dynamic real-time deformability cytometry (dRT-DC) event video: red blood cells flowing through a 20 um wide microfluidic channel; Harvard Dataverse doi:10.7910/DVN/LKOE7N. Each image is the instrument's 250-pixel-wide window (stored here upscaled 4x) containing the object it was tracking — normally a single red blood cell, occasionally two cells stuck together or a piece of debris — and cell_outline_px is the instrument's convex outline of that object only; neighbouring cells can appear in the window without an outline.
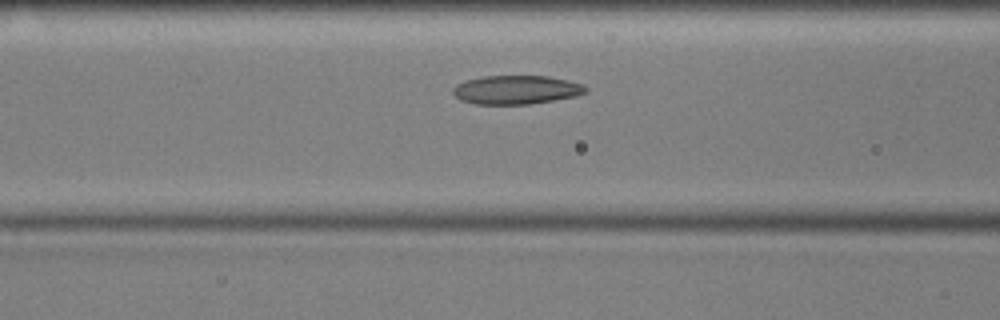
{"species": "common noctule bat (a hibernating species)", "species_latin": "Nyctalus noctula", "temperature_condition": "cold", "stored_images_in_passage": 47, "camera_frame_rate_fps": 3000, "um_per_image_px": 0.085, "animal": {"sex": "male", "body_mass_g": 17.9, "forearm_length_mm": 54.2}, "frame": {"image": 1, "passage_image": 13, "time_ms": 4.0, "image_size_px": [1000, 320], "cell_outline_px": [[588, 92], [576, 96], [532, 104], [476, 104], [460, 100], [452, 92], [452, 88], [456, 84], [464, 80], [484, 76], [548, 76], [568, 80], [584, 84], [588, 88]], "centroid_in_image_um": [43.9, 7.63], "position_along_channel_um": 122.7, "area_um2": 22.48}}
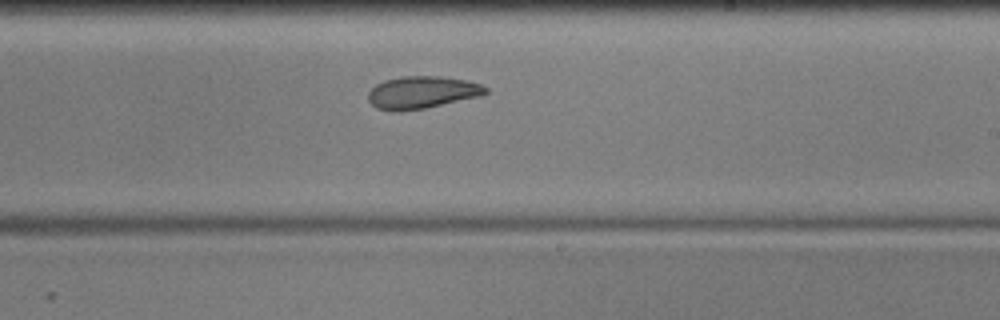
{"frame": {"image": 2, "passage_image": 24, "time_ms": 7.667, "image_size_px": [1000, 320], "cell_outline_px": [[488, 92], [480, 96], [424, 108], [400, 112], [392, 112], [376, 108], [368, 100], [368, 92], [376, 84], [384, 80], [400, 76], [444, 76], [468, 80], [480, 84], [488, 88]], "centroid_in_image_um": [35.85, 7.85], "position_along_channel_um": 253.2, "area_um2": 22.37}}
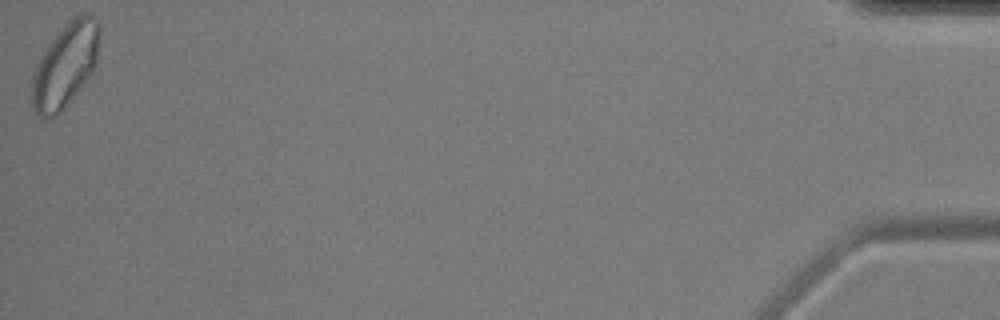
{"frame": {"image": 3, "passage_image": 47, "time_ms": 15.333, "image_size_px": [1000, 320], "cell_outline_px": [[100, 40], [96, 64], [88, 80], [64, 108], [56, 116], [48, 120], [44, 120], [32, 108], [32, 76], [36, 64], [40, 56], [56, 32], [68, 20], [84, 12], [100, 20]], "centroid_in_image_um": [5.56, 5.53], "position_along_channel_um": 429.6, "area_um2": 33.81}, "authors_computed_cell_mechanics": {"area_um2": 23.2356, "velocity_mm_per_s": 3.5637, "shape_relaxation_time_tau1_ms": 10.5164, "shape_relaxation_time_tau2_ms": null, "deformation_change_tau1": 0.1833, "deformation_change_tau2": null}}